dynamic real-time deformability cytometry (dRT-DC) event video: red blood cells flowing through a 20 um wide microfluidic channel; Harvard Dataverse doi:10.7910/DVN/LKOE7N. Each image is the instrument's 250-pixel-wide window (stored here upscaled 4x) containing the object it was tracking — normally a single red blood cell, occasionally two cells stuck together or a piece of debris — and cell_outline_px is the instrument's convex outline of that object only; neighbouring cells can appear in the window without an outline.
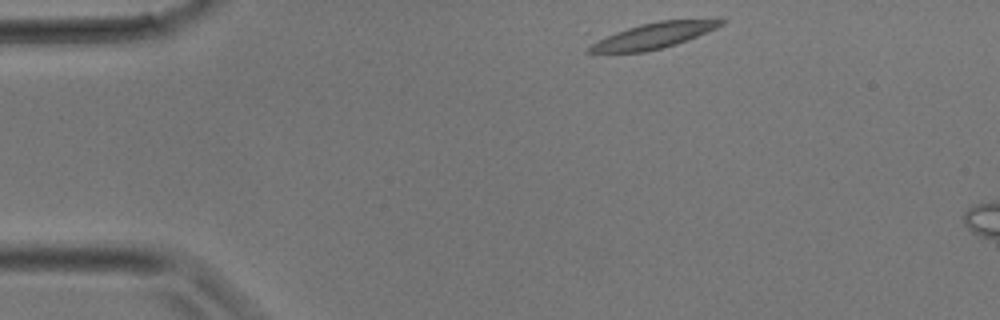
{"species": "common noctule bat (a hibernating species)", "species_latin": "Nyctalus noctula", "temperature_condition": "room temperature", "stored_images_in_passage": 4, "camera_frame_rate_fps": 3000, "um_per_image_px": 0.085, "animal": {"sex": "male", "body_mass_g": 17.9}, "frame": {"image": 1, "passage_image": 1, "time_ms": 0.0, "image_size_px": [1000, 320], "cell_outline_px": [[728, 20], [724, 24], [716, 28], [676, 44], [644, 52], [584, 52], [592, 44], [616, 32], [640, 24], [660, 20], [716, 16]], "centroid_in_image_um": [55.76, 2.96], "position_along_channel_um": 29.2, "area_um2": 19.94}}